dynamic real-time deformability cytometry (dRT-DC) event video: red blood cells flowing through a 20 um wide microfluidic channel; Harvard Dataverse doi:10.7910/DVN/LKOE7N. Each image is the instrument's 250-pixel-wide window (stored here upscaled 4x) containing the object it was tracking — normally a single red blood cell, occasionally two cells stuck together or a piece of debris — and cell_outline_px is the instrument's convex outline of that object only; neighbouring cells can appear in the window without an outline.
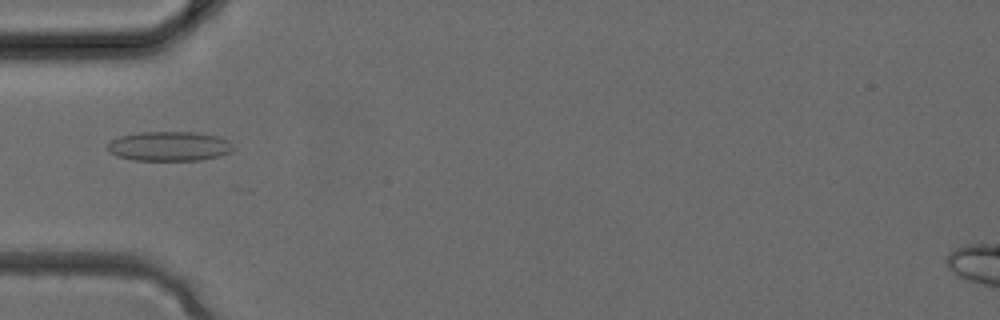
{"species": "common noctule bat (a hibernating species)", "species_latin": "Nyctalus noctula", "temperature_condition": "cold", "stored_images_in_passage": 3, "camera_frame_rate_fps": 3000, "um_per_image_px": 0.085, "animal": {"sex": "female", "body_mass_g": 24.6, "forearm_length_mm": 56.2}, "frame": {"image": 1, "passage_image": 3, "time_ms": 0.667, "image_size_px": [1000, 320], "cell_outline_px": [[232, 152], [220, 156], [200, 160], [132, 160], [116, 156], [108, 152], [108, 144], [112, 140], [120, 136], [140, 132], [196, 132], [220, 136], [228, 140], [232, 144]], "centroid_in_image_um": [14.4, 12.43], "position_along_channel_um": 70.6, "area_um2": 21.79}}